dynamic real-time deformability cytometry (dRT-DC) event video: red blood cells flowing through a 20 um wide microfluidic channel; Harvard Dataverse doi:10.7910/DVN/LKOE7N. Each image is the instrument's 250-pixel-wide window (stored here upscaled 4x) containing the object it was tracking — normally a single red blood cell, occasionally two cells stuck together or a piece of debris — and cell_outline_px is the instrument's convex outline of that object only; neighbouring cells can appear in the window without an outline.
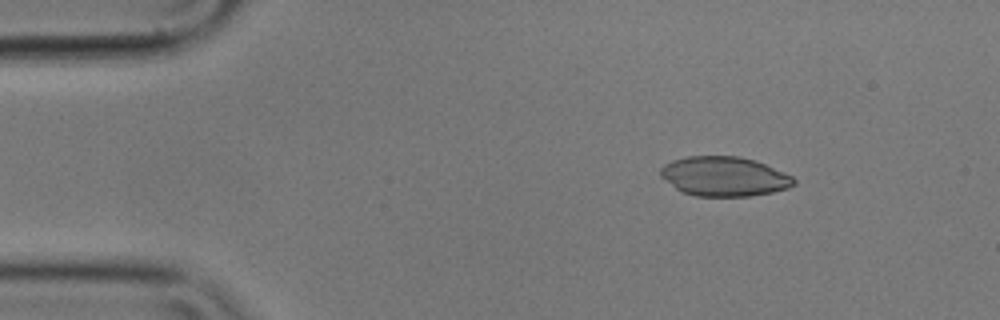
{"species": "common noctule bat (a hibernating species)", "species_latin": "Nyctalus noctula", "temperature_condition": "cold", "stored_images_in_passage": 5, "camera_frame_rate_fps": 3000, "um_per_image_px": 0.085, "animal": {"sex": "male", "body_mass_g": 17.9}, "frame": {"image": 1, "passage_image": 2, "time_ms": 0.333, "image_size_px": [1000, 320], "cell_outline_px": [[796, 184], [788, 188], [772, 192], [748, 196], [696, 196], [684, 192], [676, 188], [660, 176], [660, 168], [664, 164], [672, 160], [688, 156], [740, 156], [756, 160], [784, 172], [792, 176], [796, 180]], "centroid_in_image_um": [61.57, 14.98], "position_along_channel_um": 23.4, "area_um2": 30.75}}